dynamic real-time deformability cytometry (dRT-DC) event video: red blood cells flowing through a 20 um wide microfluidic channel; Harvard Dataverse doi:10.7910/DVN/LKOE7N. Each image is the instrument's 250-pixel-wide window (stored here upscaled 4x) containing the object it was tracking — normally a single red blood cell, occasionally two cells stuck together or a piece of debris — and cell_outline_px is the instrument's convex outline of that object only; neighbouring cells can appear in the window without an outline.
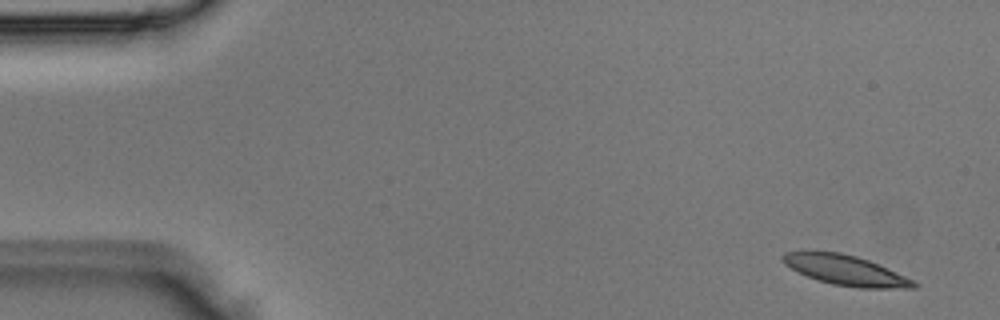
{"species": "Egyptian fruit bat (a non-hibernating species)", "species_latin": "Rousettus aegyptiacus", "temperature_condition": "room temperature", "stored_images_in_passage": 4, "camera_frame_rate_fps": 3000, "um_per_image_px": 0.085, "animal": {"sex": "male"}, "frame": {"image": 1, "passage_image": 1, "time_ms": 0.0, "image_size_px": [1000, 320], "cell_outline_px": [[920, 284], [916, 288], [860, 288], [832, 284], [816, 280], [784, 264], [780, 256], [784, 252], [804, 248], [840, 252], [856, 256], [868, 260], [916, 280]], "centroid_in_image_um": [71.83, 22.93], "position_along_channel_um": 13.2, "area_um2": 23.64}}
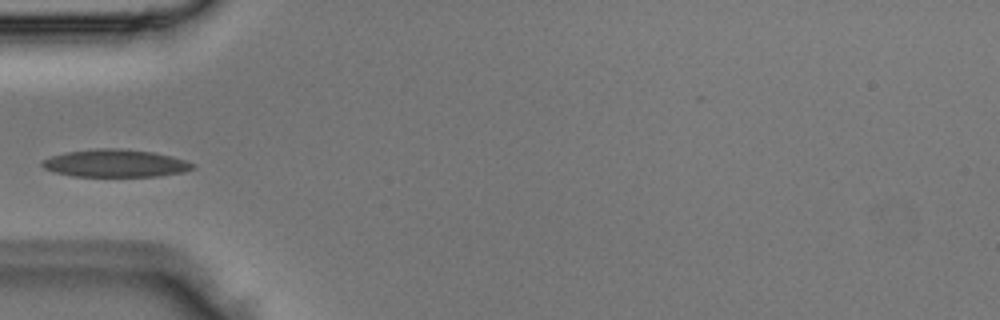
{"frame": {"image": 2, "passage_image": 4, "time_ms": 1.0, "image_size_px": [1000, 320], "cell_outline_px": [[196, 168], [184, 172], [160, 176], [72, 176], [56, 172], [44, 168], [40, 164], [40, 160], [64, 152], [96, 148], [124, 148], [152, 152], [172, 156], [196, 164]], "centroid_in_image_um": [9.81, 13.87], "position_along_channel_um": 75.2, "area_um2": 24.45}}